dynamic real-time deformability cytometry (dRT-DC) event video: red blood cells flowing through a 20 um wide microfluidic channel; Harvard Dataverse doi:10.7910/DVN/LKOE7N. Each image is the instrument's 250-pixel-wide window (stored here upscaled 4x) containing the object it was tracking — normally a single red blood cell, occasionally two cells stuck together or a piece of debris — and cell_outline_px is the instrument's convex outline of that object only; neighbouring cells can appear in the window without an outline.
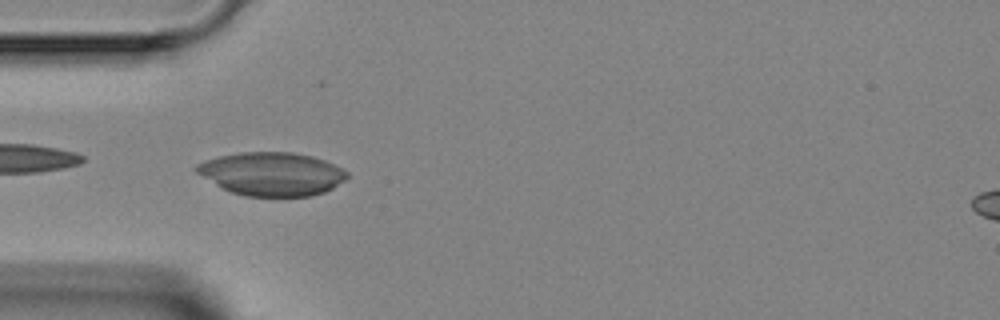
{"species": "Egyptian fruit bat (a non-hibernating species)", "species_latin": "Rousettus aegyptiacus", "temperature_condition": "room temperature", "stored_images_in_passage": 5, "camera_frame_rate_fps": 3000, "um_per_image_px": 0.085, "animal": {"sex": "female"}, "frame": {"image": 1, "passage_image": 4, "time_ms": 3.333, "image_size_px": [1000, 320], "cell_outline_px": [[348, 176], [344, 180], [332, 188], [324, 192], [312, 196], [244, 196], [220, 188], [196, 172], [192, 168], [196, 164], [204, 160], [220, 156], [240, 152], [292, 152], [312, 156], [324, 160], [344, 168], [348, 172]], "centroid_in_image_um": [23.08, 14.78], "position_along_channel_um": 61.9, "area_um2": 38.26}}
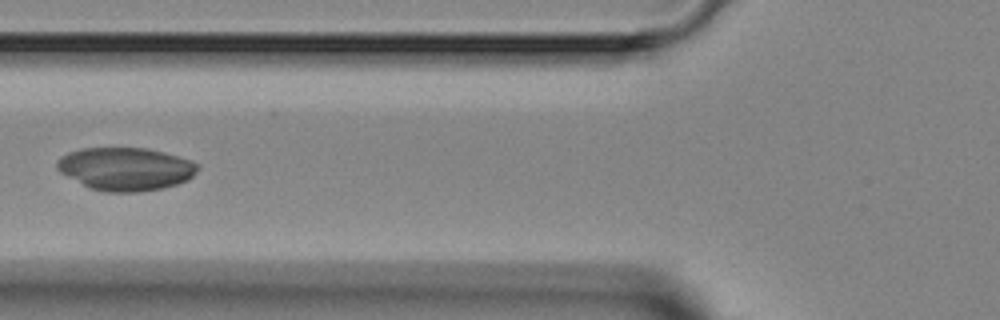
{"frame": {"image": 2, "passage_image": 5, "time_ms": 4.667, "image_size_px": [1000, 320], "cell_outline_px": [[200, 168], [188, 180], [164, 188], [136, 192], [104, 192], [88, 188], [60, 172], [56, 168], [56, 160], [60, 156], [68, 152], [80, 148], [148, 148], [164, 152], [192, 160], [200, 164]], "centroid_in_image_um": [10.67, 14.35], "position_along_channel_um": 115.1, "area_um2": 35.66}}